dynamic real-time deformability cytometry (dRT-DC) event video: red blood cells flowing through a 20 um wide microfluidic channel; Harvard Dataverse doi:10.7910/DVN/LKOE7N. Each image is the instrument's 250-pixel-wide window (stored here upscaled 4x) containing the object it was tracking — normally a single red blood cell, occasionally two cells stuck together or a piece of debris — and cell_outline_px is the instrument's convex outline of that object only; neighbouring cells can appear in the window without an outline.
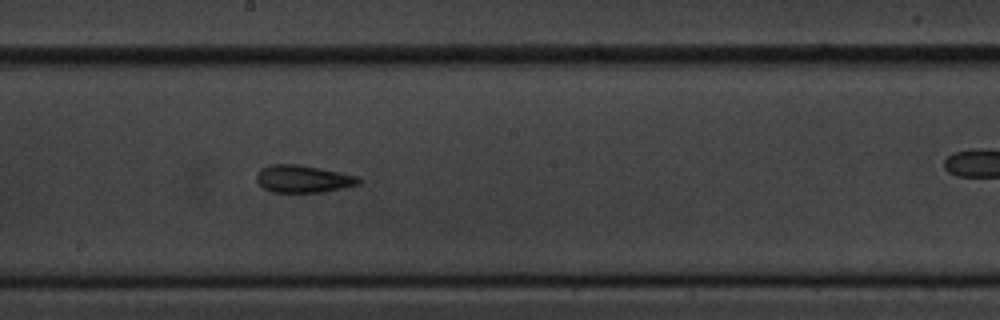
{"species": "common noctule bat (a hibernating species)", "species_latin": "Nyctalus noctula", "temperature_condition": "cold", "stored_images_in_passage": 9, "camera_frame_rate_fps": 3000, "um_per_image_px": 0.085, "animal": {"sex": "male", "body_mass_g": 20.1, "forearm_length_mm": 53.5}, "frame": {"image": 1, "passage_image": 8, "time_ms": 8.0, "image_size_px": [1000, 320], "cell_outline_px": [[360, 184], [320, 192], [272, 192], [264, 188], [256, 180], [256, 172], [260, 168], [272, 164], [296, 164], [320, 168], [356, 176], [360, 180]], "centroid_in_image_um": [25.7, 15.2], "position_along_channel_um": 222.5, "area_um2": 16.13}}